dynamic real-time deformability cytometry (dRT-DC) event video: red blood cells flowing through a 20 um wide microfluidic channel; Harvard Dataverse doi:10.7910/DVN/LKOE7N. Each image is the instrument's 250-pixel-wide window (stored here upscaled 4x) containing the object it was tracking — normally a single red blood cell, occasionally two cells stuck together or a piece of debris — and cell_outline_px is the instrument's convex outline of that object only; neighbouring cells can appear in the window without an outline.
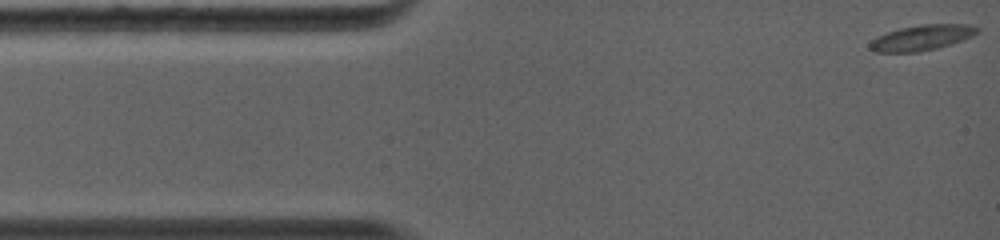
{"species": "common noctule bat (a hibernating species)", "species_latin": "Nyctalus noctula", "temperature_condition": "warm", "stored_images_in_passage": 25, "camera_frame_rate_fps": 5000, "um_per_image_px": 0.085, "animal": {"sex": "female", "body_mass_g": 19.0, "forearm_length_mm": 56.7}, "frame": {"image": 1, "passage_image": 1, "time_ms": 0.0, "image_size_px": [1000, 240], "cell_outline_px": [[980, 32], [972, 36], [936, 48], [916, 52], [872, 52], [868, 48], [868, 44], [876, 36], [900, 28], [920, 24], [968, 24], [980, 28]], "centroid_in_image_um": [78.31, 3.19], "position_along_channel_um": 6.7, "area_um2": 15.9}}
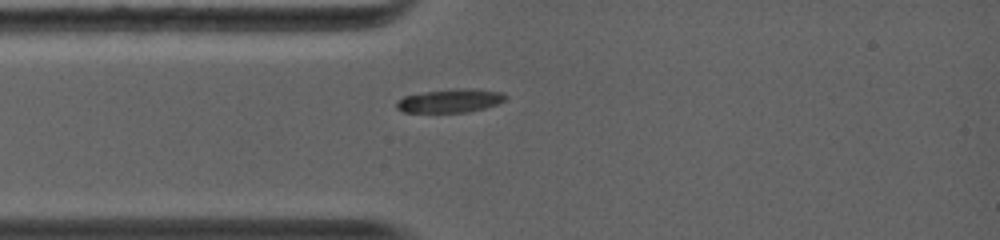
{"frame": {"image": 2, "passage_image": 17, "time_ms": 2.8, "image_size_px": [1000, 240], "cell_outline_px": [[508, 96], [504, 100], [496, 104], [484, 108], [468, 112], [404, 112], [396, 108], [396, 100], [404, 96], [424, 92], [456, 88], [472, 88], [504, 92]], "centroid_in_image_um": [38.27, 8.55], "position_along_channel_um": 46.7, "area_um2": 15.03}}
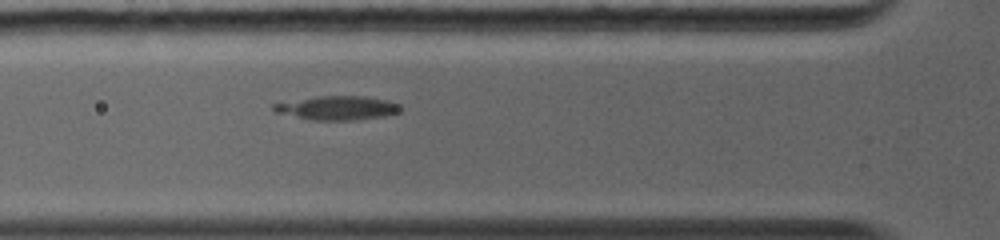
{"frame": {"image": 3, "passage_image": 24, "time_ms": 4.0, "image_size_px": [1000, 240], "cell_outline_px": [[400, 112], [384, 116], [352, 120], [312, 120], [276, 112], [272, 108], [272, 104], [316, 96], [364, 96], [388, 100], [400, 104]], "centroid_in_image_um": [28.7, 9.17], "position_along_channel_um": 97.1, "area_um2": 17.57}}